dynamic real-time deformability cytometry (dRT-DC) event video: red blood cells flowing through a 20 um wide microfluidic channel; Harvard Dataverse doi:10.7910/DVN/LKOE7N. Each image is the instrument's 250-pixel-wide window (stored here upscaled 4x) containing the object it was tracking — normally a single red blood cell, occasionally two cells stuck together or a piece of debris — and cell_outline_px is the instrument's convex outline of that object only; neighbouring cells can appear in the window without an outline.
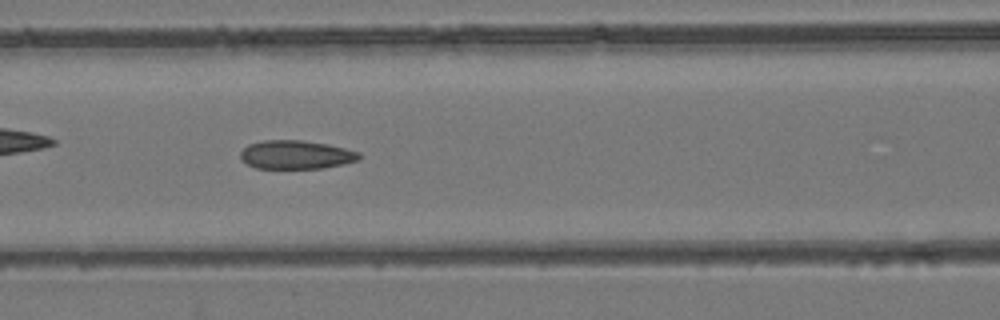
{"species": "common noctule bat (a hibernating species)", "species_latin": "Nyctalus noctula", "temperature_condition": "room temperature", "stored_images_in_passage": 46, "camera_frame_rate_fps": 3000, "um_per_image_px": 0.085, "animal": {"sex": "female", "body_mass_g": 24.6, "forearm_length_mm": 56.2}, "frame": {"image": 1, "passage_image": 16, "time_ms": 5.0, "image_size_px": [1000, 320], "cell_outline_px": [[360, 160], [344, 164], [324, 168], [256, 168], [240, 160], [240, 152], [248, 144], [264, 140], [300, 140], [328, 144], [360, 152]], "centroid_in_image_um": [25.16, 13.15], "position_along_channel_um": 141.4, "area_um2": 19.88}}
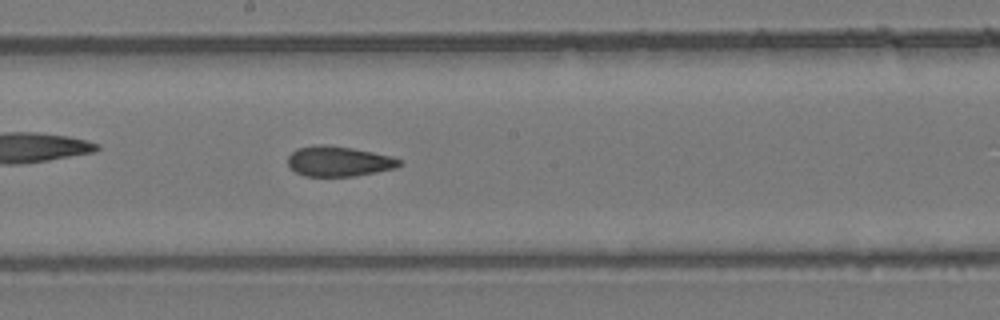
{"frame": {"image": 2, "passage_image": 22, "time_ms": 7.0, "image_size_px": [1000, 320], "cell_outline_px": [[404, 164], [396, 168], [376, 172], [352, 176], [304, 176], [288, 168], [288, 156], [296, 148], [320, 144], [324, 144], [352, 148], [392, 156], [404, 160]], "centroid_in_image_um": [28.81, 13.71], "position_along_channel_um": 219.4, "area_um2": 19.83}}
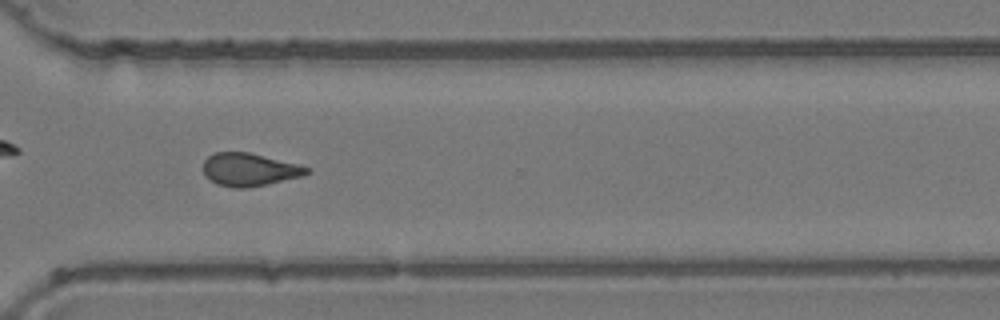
{"frame": {"image": 3, "passage_image": 32, "time_ms": 10.333, "image_size_px": [1000, 320], "cell_outline_px": [[312, 172], [304, 176], [268, 184], [248, 188], [236, 188], [216, 184], [204, 176], [204, 160], [208, 156], [216, 152], [248, 152], [300, 164], [312, 168]], "centroid_in_image_um": [21.25, 14.42], "position_along_channel_um": 349.4, "area_um2": 20.17}, "authors_computed_cell_mechanics": {"area_um2": 20.2011, "velocity_mm_per_s": 3.9136, "shape_relaxation_time_tau1_ms": null, "shape_relaxation_time_tau2_ms": 2.4579, "deformation_change_tau1": null, "deformation_change_tau2": 0.0903}}